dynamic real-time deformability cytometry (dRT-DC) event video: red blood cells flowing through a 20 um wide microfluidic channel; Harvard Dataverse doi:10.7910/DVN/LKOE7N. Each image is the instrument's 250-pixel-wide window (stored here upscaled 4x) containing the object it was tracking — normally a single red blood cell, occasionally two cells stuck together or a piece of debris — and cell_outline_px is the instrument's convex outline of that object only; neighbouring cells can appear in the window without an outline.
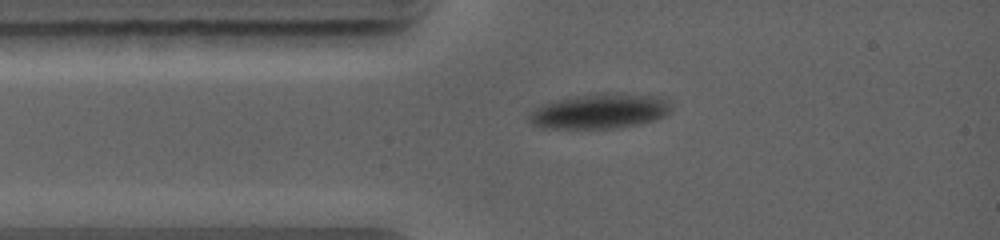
{"species": "common noctule bat (a hibernating species)", "species_latin": "Nyctalus noctula", "temperature_condition": "warm", "stored_images_in_passage": 6, "camera_frame_rate_fps": 5000, "um_per_image_px": 0.085, "animal": {"sex": "female", "body_mass_g": 19.0, "forearm_length_mm": 56.7}, "frame": {"image": 1, "passage_image": 2, "time_ms": 0.8, "image_size_px": [1000, 240], "cell_outline_px": [[672, 112], [656, 120], [640, 124], [616, 128], [540, 128], [528, 124], [528, 116], [536, 108], [544, 104], [556, 100], [604, 92], [652, 96], [668, 100]], "centroid_in_image_um": [50.97, 9.47], "position_along_channel_um": 34.0, "area_um2": 28.84}}
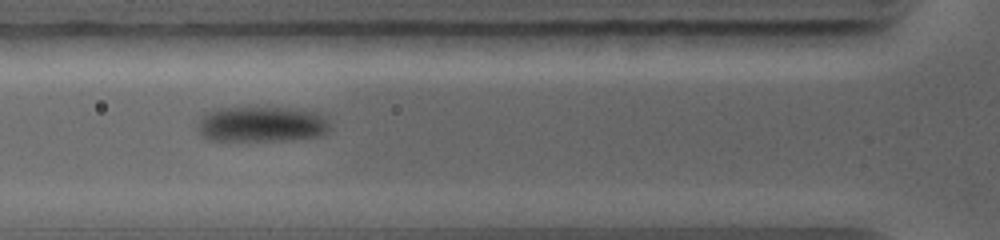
{"frame": {"image": 2, "passage_image": 4, "time_ms": 2.6, "image_size_px": [1000, 240], "cell_outline_px": [[332, 128], [328, 132], [320, 136], [292, 140], [212, 140], [200, 136], [196, 128], [196, 124], [204, 112], [212, 108], [284, 108], [316, 112], [328, 120], [332, 124]], "centroid_in_image_um": [22.21, 10.56], "position_along_channel_um": 103.6, "area_um2": 27.74}}
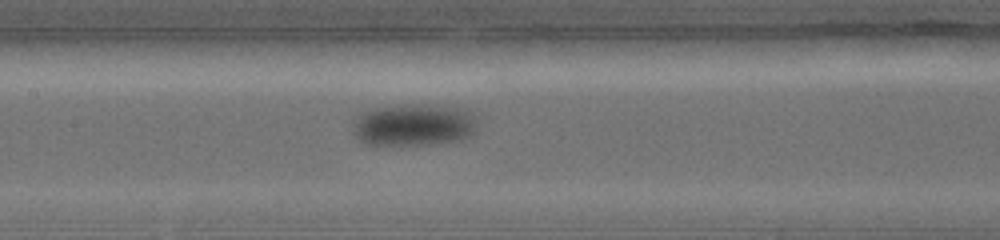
{"frame": {"image": 3, "passage_image": 6, "time_ms": 4.2, "image_size_px": [1000, 240], "cell_outline_px": [[476, 120], [472, 132], [468, 136], [460, 140], [424, 144], [368, 144], [360, 140], [356, 136], [356, 124], [360, 116], [364, 112], [376, 108], [408, 104], [428, 104], [468, 108], [476, 116]], "centroid_in_image_um": [35.27, 10.58], "position_along_channel_um": 172.1, "area_um2": 29.94}}